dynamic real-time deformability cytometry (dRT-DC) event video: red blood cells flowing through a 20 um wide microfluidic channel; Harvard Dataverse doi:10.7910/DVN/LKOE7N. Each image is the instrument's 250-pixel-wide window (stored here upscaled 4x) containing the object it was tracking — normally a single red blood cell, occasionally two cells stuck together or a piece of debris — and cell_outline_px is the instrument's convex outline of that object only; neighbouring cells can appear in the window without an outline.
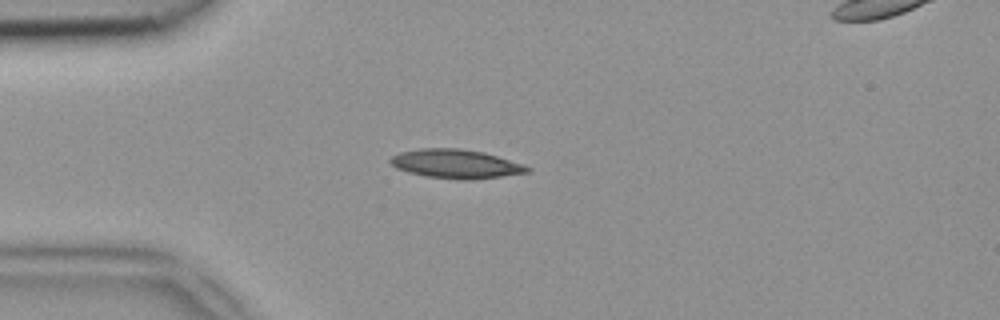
{"species": "common noctule bat (a hibernating species)", "species_latin": "Nyctalus noctula", "temperature_condition": "room temperature", "stored_images_in_passage": 11, "camera_frame_rate_fps": 3000, "um_per_image_px": 0.085, "animal": {"sex": "female", "body_mass_g": 18.4}, "frame": {"image": 1, "passage_image": 4, "time_ms": 1.0, "image_size_px": [1000, 320], "cell_outline_px": [[532, 168], [528, 172], [472, 180], [460, 180], [428, 176], [408, 172], [396, 168], [388, 160], [392, 156], [400, 152], [420, 148], [460, 148], [484, 152], [524, 164]], "centroid_in_image_um": [38.75, 13.92], "position_along_channel_um": 46.3, "area_um2": 23.06}}